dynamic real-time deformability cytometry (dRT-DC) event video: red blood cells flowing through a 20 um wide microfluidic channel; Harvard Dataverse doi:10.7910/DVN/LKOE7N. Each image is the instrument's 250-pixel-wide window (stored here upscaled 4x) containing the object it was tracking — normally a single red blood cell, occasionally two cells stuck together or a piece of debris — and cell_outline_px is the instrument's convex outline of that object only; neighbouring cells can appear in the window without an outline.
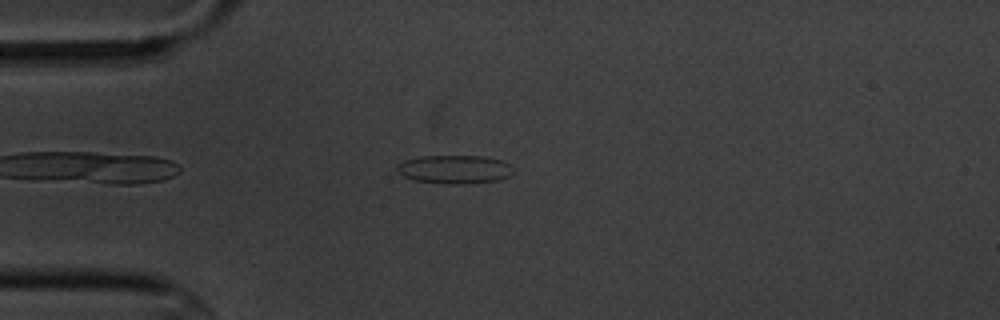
{"species": "common noctule bat (a hibernating species)", "species_latin": "Nyctalus noctula", "temperature_condition": "cold", "stored_images_in_passage": 10, "camera_frame_rate_fps": 3000, "um_per_image_px": 0.085, "animal": {"sex": "male", "body_mass_g": 20.1, "forearm_length_mm": 53.5}, "frame": {"image": 1, "passage_image": 2, "time_ms": 1.333, "image_size_px": [1000, 320], "cell_outline_px": [[512, 172], [508, 176], [500, 180], [464, 184], [444, 184], [412, 180], [396, 172], [396, 164], [404, 160], [420, 156], [480, 156], [500, 160], [508, 164]], "centroid_in_image_um": [38.55, 14.4], "position_along_channel_um": 46.4, "area_um2": 19.36}}
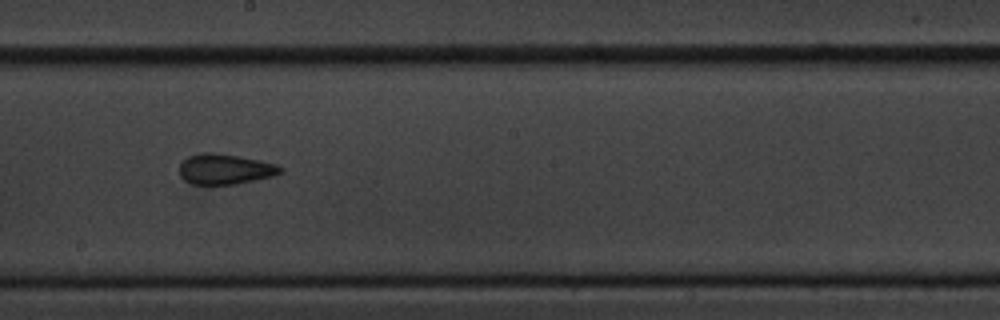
{"frame": {"image": 2, "passage_image": 7, "time_ms": 7.0, "image_size_px": [1000, 320], "cell_outline_px": [[284, 172], [272, 176], [236, 184], [192, 184], [184, 180], [180, 176], [180, 164], [188, 156], [204, 152], [212, 152], [240, 156], [260, 160], [276, 164], [284, 168]], "centroid_in_image_um": [19.14, 14.37], "position_along_channel_um": 229.1, "area_um2": 17.92}}
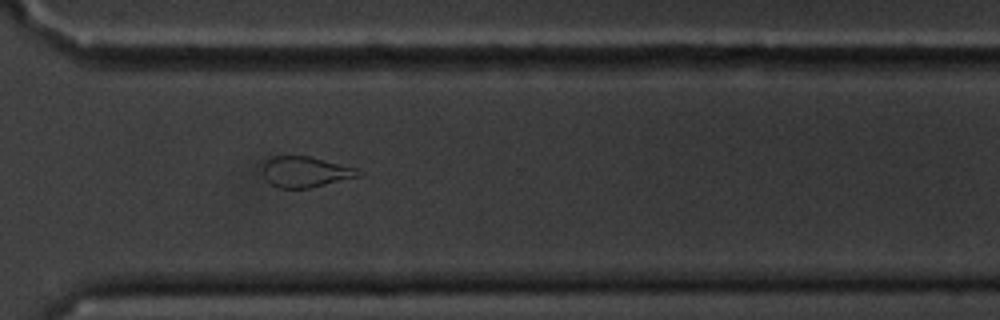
{"frame": {"image": 3, "passage_image": 10, "time_ms": 10.333, "image_size_px": [1000, 320], "cell_outline_px": [[364, 176], [312, 188], [280, 188], [272, 184], [264, 176], [264, 164], [272, 156], [308, 156], [356, 168], [364, 172]], "centroid_in_image_um": [26.06, 14.63], "position_along_channel_um": 344.5, "area_um2": 17.17}}